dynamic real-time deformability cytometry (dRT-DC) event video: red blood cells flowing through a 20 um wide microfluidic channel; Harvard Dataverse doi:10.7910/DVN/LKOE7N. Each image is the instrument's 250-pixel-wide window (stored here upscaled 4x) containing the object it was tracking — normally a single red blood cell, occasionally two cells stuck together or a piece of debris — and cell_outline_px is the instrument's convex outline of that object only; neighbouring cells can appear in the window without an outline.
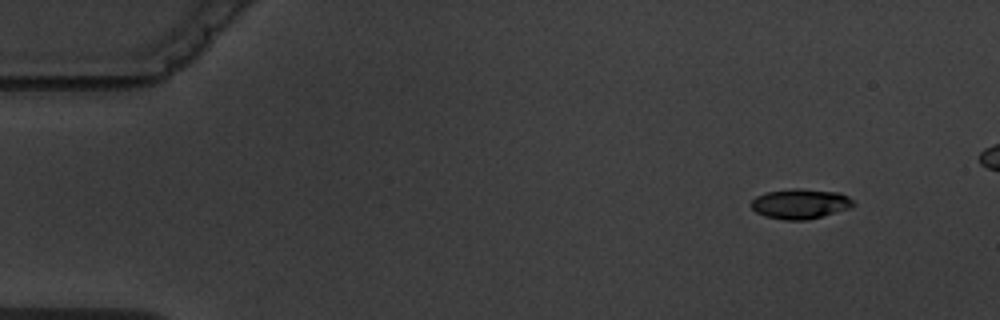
{"species": "common noctule bat (a hibernating species)", "species_latin": "Nyctalus noctula", "temperature_condition": "warm", "stored_images_in_passage": 5, "camera_frame_rate_fps": 3000, "um_per_image_px": 0.085, "animal": {"sex": "male", "body_mass_g": 19.5, "forearm_length_mm": 54.6}, "frame": {"image": 1, "passage_image": 1, "time_ms": 0.0, "image_size_px": [1000, 320], "cell_outline_px": [[856, 204], [848, 208], [808, 220], [784, 220], [764, 216], [756, 212], [752, 208], [752, 200], [756, 196], [764, 192], [792, 188], [800, 188], [840, 192], [848, 196]], "centroid_in_image_um": [68.0, 17.31], "position_along_channel_um": 17.0, "area_um2": 17.92}}